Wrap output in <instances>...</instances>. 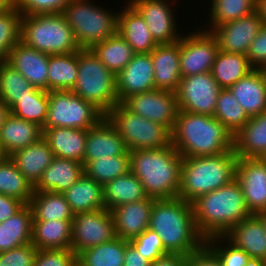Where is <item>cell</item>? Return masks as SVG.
<instances>
[{
	"instance_id": "cell-1",
	"label": "cell",
	"mask_w": 266,
	"mask_h": 266,
	"mask_svg": "<svg viewBox=\"0 0 266 266\" xmlns=\"http://www.w3.org/2000/svg\"><path fill=\"white\" fill-rule=\"evenodd\" d=\"M171 144L183 157L214 156L234 150V136L214 116L179 111Z\"/></svg>"
},
{
	"instance_id": "cell-2",
	"label": "cell",
	"mask_w": 266,
	"mask_h": 266,
	"mask_svg": "<svg viewBox=\"0 0 266 266\" xmlns=\"http://www.w3.org/2000/svg\"><path fill=\"white\" fill-rule=\"evenodd\" d=\"M191 205L196 229L204 239L224 236L233 226L252 216L236 179L197 197Z\"/></svg>"
},
{
	"instance_id": "cell-3",
	"label": "cell",
	"mask_w": 266,
	"mask_h": 266,
	"mask_svg": "<svg viewBox=\"0 0 266 266\" xmlns=\"http://www.w3.org/2000/svg\"><path fill=\"white\" fill-rule=\"evenodd\" d=\"M149 228L159 235L169 253L188 256L205 243L196 229L191 203L179 197L154 199Z\"/></svg>"
},
{
	"instance_id": "cell-4",
	"label": "cell",
	"mask_w": 266,
	"mask_h": 266,
	"mask_svg": "<svg viewBox=\"0 0 266 266\" xmlns=\"http://www.w3.org/2000/svg\"><path fill=\"white\" fill-rule=\"evenodd\" d=\"M130 171L155 200L178 197L183 157L171 144L164 148L130 151Z\"/></svg>"
},
{
	"instance_id": "cell-5",
	"label": "cell",
	"mask_w": 266,
	"mask_h": 266,
	"mask_svg": "<svg viewBox=\"0 0 266 266\" xmlns=\"http://www.w3.org/2000/svg\"><path fill=\"white\" fill-rule=\"evenodd\" d=\"M237 160L234 150L214 156L183 158L178 197L191 203L201 195L230 184L236 179Z\"/></svg>"
},
{
	"instance_id": "cell-6",
	"label": "cell",
	"mask_w": 266,
	"mask_h": 266,
	"mask_svg": "<svg viewBox=\"0 0 266 266\" xmlns=\"http://www.w3.org/2000/svg\"><path fill=\"white\" fill-rule=\"evenodd\" d=\"M21 41L48 55L70 54L81 49L63 13L22 15Z\"/></svg>"
},
{
	"instance_id": "cell-7",
	"label": "cell",
	"mask_w": 266,
	"mask_h": 266,
	"mask_svg": "<svg viewBox=\"0 0 266 266\" xmlns=\"http://www.w3.org/2000/svg\"><path fill=\"white\" fill-rule=\"evenodd\" d=\"M71 91L94 104L105 115L119 103L116 75L90 49L78 51L77 81Z\"/></svg>"
},
{
	"instance_id": "cell-8",
	"label": "cell",
	"mask_w": 266,
	"mask_h": 266,
	"mask_svg": "<svg viewBox=\"0 0 266 266\" xmlns=\"http://www.w3.org/2000/svg\"><path fill=\"white\" fill-rule=\"evenodd\" d=\"M90 3L71 0L63 11L81 49H89L118 33L119 12L111 13Z\"/></svg>"
},
{
	"instance_id": "cell-9",
	"label": "cell",
	"mask_w": 266,
	"mask_h": 266,
	"mask_svg": "<svg viewBox=\"0 0 266 266\" xmlns=\"http://www.w3.org/2000/svg\"><path fill=\"white\" fill-rule=\"evenodd\" d=\"M105 117L123 138L129 152L171 145V132L165 126L132 113L122 103L116 104Z\"/></svg>"
},
{
	"instance_id": "cell-10",
	"label": "cell",
	"mask_w": 266,
	"mask_h": 266,
	"mask_svg": "<svg viewBox=\"0 0 266 266\" xmlns=\"http://www.w3.org/2000/svg\"><path fill=\"white\" fill-rule=\"evenodd\" d=\"M105 114L91 102L72 91H49V107L44 127H69L87 130L97 125Z\"/></svg>"
},
{
	"instance_id": "cell-11",
	"label": "cell",
	"mask_w": 266,
	"mask_h": 266,
	"mask_svg": "<svg viewBox=\"0 0 266 266\" xmlns=\"http://www.w3.org/2000/svg\"><path fill=\"white\" fill-rule=\"evenodd\" d=\"M115 237L114 218L106 208L74 215L71 250L76 255Z\"/></svg>"
},
{
	"instance_id": "cell-12",
	"label": "cell",
	"mask_w": 266,
	"mask_h": 266,
	"mask_svg": "<svg viewBox=\"0 0 266 266\" xmlns=\"http://www.w3.org/2000/svg\"><path fill=\"white\" fill-rule=\"evenodd\" d=\"M221 89L211 72L182 77L176 91L179 111L213 116Z\"/></svg>"
},
{
	"instance_id": "cell-13",
	"label": "cell",
	"mask_w": 266,
	"mask_h": 266,
	"mask_svg": "<svg viewBox=\"0 0 266 266\" xmlns=\"http://www.w3.org/2000/svg\"><path fill=\"white\" fill-rule=\"evenodd\" d=\"M122 104L132 113L173 130L179 106L176 92L153 89L134 94L126 98Z\"/></svg>"
},
{
	"instance_id": "cell-14",
	"label": "cell",
	"mask_w": 266,
	"mask_h": 266,
	"mask_svg": "<svg viewBox=\"0 0 266 266\" xmlns=\"http://www.w3.org/2000/svg\"><path fill=\"white\" fill-rule=\"evenodd\" d=\"M219 51L216 38L209 31H196L180 38L181 77L211 72Z\"/></svg>"
},
{
	"instance_id": "cell-15",
	"label": "cell",
	"mask_w": 266,
	"mask_h": 266,
	"mask_svg": "<svg viewBox=\"0 0 266 266\" xmlns=\"http://www.w3.org/2000/svg\"><path fill=\"white\" fill-rule=\"evenodd\" d=\"M260 10H256L237 20L211 28L220 51L247 54L249 45L263 25Z\"/></svg>"
},
{
	"instance_id": "cell-16",
	"label": "cell",
	"mask_w": 266,
	"mask_h": 266,
	"mask_svg": "<svg viewBox=\"0 0 266 266\" xmlns=\"http://www.w3.org/2000/svg\"><path fill=\"white\" fill-rule=\"evenodd\" d=\"M236 180L250 213L266 211V158H238Z\"/></svg>"
},
{
	"instance_id": "cell-17",
	"label": "cell",
	"mask_w": 266,
	"mask_h": 266,
	"mask_svg": "<svg viewBox=\"0 0 266 266\" xmlns=\"http://www.w3.org/2000/svg\"><path fill=\"white\" fill-rule=\"evenodd\" d=\"M130 4L143 17L157 44L177 42L182 37L176 31V20L169 2L165 0H131Z\"/></svg>"
},
{
	"instance_id": "cell-18",
	"label": "cell",
	"mask_w": 266,
	"mask_h": 266,
	"mask_svg": "<svg viewBox=\"0 0 266 266\" xmlns=\"http://www.w3.org/2000/svg\"><path fill=\"white\" fill-rule=\"evenodd\" d=\"M155 89L154 69L150 53L135 54L116 75L119 103L131 95Z\"/></svg>"
},
{
	"instance_id": "cell-19",
	"label": "cell",
	"mask_w": 266,
	"mask_h": 266,
	"mask_svg": "<svg viewBox=\"0 0 266 266\" xmlns=\"http://www.w3.org/2000/svg\"><path fill=\"white\" fill-rule=\"evenodd\" d=\"M118 155H129V151L123 138L104 117L97 125L87 129L83 166L97 158Z\"/></svg>"
},
{
	"instance_id": "cell-20",
	"label": "cell",
	"mask_w": 266,
	"mask_h": 266,
	"mask_svg": "<svg viewBox=\"0 0 266 266\" xmlns=\"http://www.w3.org/2000/svg\"><path fill=\"white\" fill-rule=\"evenodd\" d=\"M35 88L47 91L49 55L18 42L7 61Z\"/></svg>"
},
{
	"instance_id": "cell-21",
	"label": "cell",
	"mask_w": 266,
	"mask_h": 266,
	"mask_svg": "<svg viewBox=\"0 0 266 266\" xmlns=\"http://www.w3.org/2000/svg\"><path fill=\"white\" fill-rule=\"evenodd\" d=\"M155 89L176 92L181 81L180 40L158 44L151 52Z\"/></svg>"
},
{
	"instance_id": "cell-22",
	"label": "cell",
	"mask_w": 266,
	"mask_h": 266,
	"mask_svg": "<svg viewBox=\"0 0 266 266\" xmlns=\"http://www.w3.org/2000/svg\"><path fill=\"white\" fill-rule=\"evenodd\" d=\"M153 205L154 199L147 198L112 209L116 237L130 241L148 229Z\"/></svg>"
},
{
	"instance_id": "cell-23",
	"label": "cell",
	"mask_w": 266,
	"mask_h": 266,
	"mask_svg": "<svg viewBox=\"0 0 266 266\" xmlns=\"http://www.w3.org/2000/svg\"><path fill=\"white\" fill-rule=\"evenodd\" d=\"M224 236L250 258L266 260V229L257 215L242 220Z\"/></svg>"
},
{
	"instance_id": "cell-24",
	"label": "cell",
	"mask_w": 266,
	"mask_h": 266,
	"mask_svg": "<svg viewBox=\"0 0 266 266\" xmlns=\"http://www.w3.org/2000/svg\"><path fill=\"white\" fill-rule=\"evenodd\" d=\"M84 173L82 163L54 157L51 164L43 171L41 179L34 186V191L63 193L69 189Z\"/></svg>"
},
{
	"instance_id": "cell-25",
	"label": "cell",
	"mask_w": 266,
	"mask_h": 266,
	"mask_svg": "<svg viewBox=\"0 0 266 266\" xmlns=\"http://www.w3.org/2000/svg\"><path fill=\"white\" fill-rule=\"evenodd\" d=\"M42 132L54 157L72 159L83 164L87 130L54 127L42 129Z\"/></svg>"
},
{
	"instance_id": "cell-26",
	"label": "cell",
	"mask_w": 266,
	"mask_h": 266,
	"mask_svg": "<svg viewBox=\"0 0 266 266\" xmlns=\"http://www.w3.org/2000/svg\"><path fill=\"white\" fill-rule=\"evenodd\" d=\"M228 89L249 117L266 111V83L260 69L252 70Z\"/></svg>"
},
{
	"instance_id": "cell-27",
	"label": "cell",
	"mask_w": 266,
	"mask_h": 266,
	"mask_svg": "<svg viewBox=\"0 0 266 266\" xmlns=\"http://www.w3.org/2000/svg\"><path fill=\"white\" fill-rule=\"evenodd\" d=\"M118 14V33L136 54L150 53L158 44L154 41L143 17L129 3Z\"/></svg>"
},
{
	"instance_id": "cell-28",
	"label": "cell",
	"mask_w": 266,
	"mask_h": 266,
	"mask_svg": "<svg viewBox=\"0 0 266 266\" xmlns=\"http://www.w3.org/2000/svg\"><path fill=\"white\" fill-rule=\"evenodd\" d=\"M43 137L42 128L9 113L0 129V142L9 157Z\"/></svg>"
},
{
	"instance_id": "cell-29",
	"label": "cell",
	"mask_w": 266,
	"mask_h": 266,
	"mask_svg": "<svg viewBox=\"0 0 266 266\" xmlns=\"http://www.w3.org/2000/svg\"><path fill=\"white\" fill-rule=\"evenodd\" d=\"M18 170L35 186L41 179L43 171L54 158L48 142L41 137L21 150L9 156Z\"/></svg>"
},
{
	"instance_id": "cell-30",
	"label": "cell",
	"mask_w": 266,
	"mask_h": 266,
	"mask_svg": "<svg viewBox=\"0 0 266 266\" xmlns=\"http://www.w3.org/2000/svg\"><path fill=\"white\" fill-rule=\"evenodd\" d=\"M238 158H266V111L250 120L234 136Z\"/></svg>"
},
{
	"instance_id": "cell-31",
	"label": "cell",
	"mask_w": 266,
	"mask_h": 266,
	"mask_svg": "<svg viewBox=\"0 0 266 266\" xmlns=\"http://www.w3.org/2000/svg\"><path fill=\"white\" fill-rule=\"evenodd\" d=\"M63 194L74 215L105 208L103 186L85 173Z\"/></svg>"
},
{
	"instance_id": "cell-32",
	"label": "cell",
	"mask_w": 266,
	"mask_h": 266,
	"mask_svg": "<svg viewBox=\"0 0 266 266\" xmlns=\"http://www.w3.org/2000/svg\"><path fill=\"white\" fill-rule=\"evenodd\" d=\"M72 220L32 221L31 243L38 250L70 249Z\"/></svg>"
},
{
	"instance_id": "cell-33",
	"label": "cell",
	"mask_w": 266,
	"mask_h": 266,
	"mask_svg": "<svg viewBox=\"0 0 266 266\" xmlns=\"http://www.w3.org/2000/svg\"><path fill=\"white\" fill-rule=\"evenodd\" d=\"M33 213L25 204L15 215L0 222V253L31 243Z\"/></svg>"
},
{
	"instance_id": "cell-34",
	"label": "cell",
	"mask_w": 266,
	"mask_h": 266,
	"mask_svg": "<svg viewBox=\"0 0 266 266\" xmlns=\"http://www.w3.org/2000/svg\"><path fill=\"white\" fill-rule=\"evenodd\" d=\"M105 208L109 211L127 203L149 198L141 181L131 171L103 186Z\"/></svg>"
},
{
	"instance_id": "cell-35",
	"label": "cell",
	"mask_w": 266,
	"mask_h": 266,
	"mask_svg": "<svg viewBox=\"0 0 266 266\" xmlns=\"http://www.w3.org/2000/svg\"><path fill=\"white\" fill-rule=\"evenodd\" d=\"M252 70L254 68L249 63L246 55L219 50L212 65L211 74L219 86L226 89L248 75Z\"/></svg>"
},
{
	"instance_id": "cell-36",
	"label": "cell",
	"mask_w": 266,
	"mask_h": 266,
	"mask_svg": "<svg viewBox=\"0 0 266 266\" xmlns=\"http://www.w3.org/2000/svg\"><path fill=\"white\" fill-rule=\"evenodd\" d=\"M32 221L73 220L74 214L63 193L34 191L29 203Z\"/></svg>"
},
{
	"instance_id": "cell-37",
	"label": "cell",
	"mask_w": 266,
	"mask_h": 266,
	"mask_svg": "<svg viewBox=\"0 0 266 266\" xmlns=\"http://www.w3.org/2000/svg\"><path fill=\"white\" fill-rule=\"evenodd\" d=\"M89 49L115 75L121 72L136 54L119 33Z\"/></svg>"
},
{
	"instance_id": "cell-38",
	"label": "cell",
	"mask_w": 266,
	"mask_h": 266,
	"mask_svg": "<svg viewBox=\"0 0 266 266\" xmlns=\"http://www.w3.org/2000/svg\"><path fill=\"white\" fill-rule=\"evenodd\" d=\"M78 74V51L63 55H49L47 91H71Z\"/></svg>"
},
{
	"instance_id": "cell-39",
	"label": "cell",
	"mask_w": 266,
	"mask_h": 266,
	"mask_svg": "<svg viewBox=\"0 0 266 266\" xmlns=\"http://www.w3.org/2000/svg\"><path fill=\"white\" fill-rule=\"evenodd\" d=\"M130 242L120 237L88 248L77 255L80 266H123L126 246Z\"/></svg>"
},
{
	"instance_id": "cell-40",
	"label": "cell",
	"mask_w": 266,
	"mask_h": 266,
	"mask_svg": "<svg viewBox=\"0 0 266 266\" xmlns=\"http://www.w3.org/2000/svg\"><path fill=\"white\" fill-rule=\"evenodd\" d=\"M0 193L29 204L34 194L33 184L18 170L7 157L0 162Z\"/></svg>"
},
{
	"instance_id": "cell-41",
	"label": "cell",
	"mask_w": 266,
	"mask_h": 266,
	"mask_svg": "<svg viewBox=\"0 0 266 266\" xmlns=\"http://www.w3.org/2000/svg\"><path fill=\"white\" fill-rule=\"evenodd\" d=\"M213 116L222 123L233 136H235L250 120V117L228 88L220 90Z\"/></svg>"
},
{
	"instance_id": "cell-42",
	"label": "cell",
	"mask_w": 266,
	"mask_h": 266,
	"mask_svg": "<svg viewBox=\"0 0 266 266\" xmlns=\"http://www.w3.org/2000/svg\"><path fill=\"white\" fill-rule=\"evenodd\" d=\"M49 107V92L41 89L28 91V95L19 100L9 109L18 118L36 123L44 127Z\"/></svg>"
},
{
	"instance_id": "cell-43",
	"label": "cell",
	"mask_w": 266,
	"mask_h": 266,
	"mask_svg": "<svg viewBox=\"0 0 266 266\" xmlns=\"http://www.w3.org/2000/svg\"><path fill=\"white\" fill-rule=\"evenodd\" d=\"M37 89L7 61L0 62V99L9 109L28 91Z\"/></svg>"
},
{
	"instance_id": "cell-44",
	"label": "cell",
	"mask_w": 266,
	"mask_h": 266,
	"mask_svg": "<svg viewBox=\"0 0 266 266\" xmlns=\"http://www.w3.org/2000/svg\"><path fill=\"white\" fill-rule=\"evenodd\" d=\"M130 171V155L97 158L84 167V173L102 186Z\"/></svg>"
},
{
	"instance_id": "cell-45",
	"label": "cell",
	"mask_w": 266,
	"mask_h": 266,
	"mask_svg": "<svg viewBox=\"0 0 266 266\" xmlns=\"http://www.w3.org/2000/svg\"><path fill=\"white\" fill-rule=\"evenodd\" d=\"M211 28L242 18L258 10L259 0H211Z\"/></svg>"
},
{
	"instance_id": "cell-46",
	"label": "cell",
	"mask_w": 266,
	"mask_h": 266,
	"mask_svg": "<svg viewBox=\"0 0 266 266\" xmlns=\"http://www.w3.org/2000/svg\"><path fill=\"white\" fill-rule=\"evenodd\" d=\"M22 13L14 7L0 13V62L8 61L10 51L21 41Z\"/></svg>"
},
{
	"instance_id": "cell-47",
	"label": "cell",
	"mask_w": 266,
	"mask_h": 266,
	"mask_svg": "<svg viewBox=\"0 0 266 266\" xmlns=\"http://www.w3.org/2000/svg\"><path fill=\"white\" fill-rule=\"evenodd\" d=\"M137 252L148 261L153 262L163 255L169 254L164 248L161 238L152 229L148 228L139 236L129 241Z\"/></svg>"
},
{
	"instance_id": "cell-48",
	"label": "cell",
	"mask_w": 266,
	"mask_h": 266,
	"mask_svg": "<svg viewBox=\"0 0 266 266\" xmlns=\"http://www.w3.org/2000/svg\"><path fill=\"white\" fill-rule=\"evenodd\" d=\"M222 238L228 243L227 247L221 249L218 247L219 240ZM217 242V244H215ZM214 243V244H213ZM205 244L218 256L222 266H245L250 259L249 255L243 250L236 247L225 236H213L205 239ZM217 245V246H216ZM216 246V247H215Z\"/></svg>"
},
{
	"instance_id": "cell-49",
	"label": "cell",
	"mask_w": 266,
	"mask_h": 266,
	"mask_svg": "<svg viewBox=\"0 0 266 266\" xmlns=\"http://www.w3.org/2000/svg\"><path fill=\"white\" fill-rule=\"evenodd\" d=\"M71 0H15L22 15L63 13Z\"/></svg>"
},
{
	"instance_id": "cell-50",
	"label": "cell",
	"mask_w": 266,
	"mask_h": 266,
	"mask_svg": "<svg viewBox=\"0 0 266 266\" xmlns=\"http://www.w3.org/2000/svg\"><path fill=\"white\" fill-rule=\"evenodd\" d=\"M77 255L70 249L37 250L32 266H74Z\"/></svg>"
},
{
	"instance_id": "cell-51",
	"label": "cell",
	"mask_w": 266,
	"mask_h": 266,
	"mask_svg": "<svg viewBox=\"0 0 266 266\" xmlns=\"http://www.w3.org/2000/svg\"><path fill=\"white\" fill-rule=\"evenodd\" d=\"M37 250L32 243H29L1 252L0 266H32Z\"/></svg>"
},
{
	"instance_id": "cell-52",
	"label": "cell",
	"mask_w": 266,
	"mask_h": 266,
	"mask_svg": "<svg viewBox=\"0 0 266 266\" xmlns=\"http://www.w3.org/2000/svg\"><path fill=\"white\" fill-rule=\"evenodd\" d=\"M246 56L254 69L266 66V23H263L258 34L249 45Z\"/></svg>"
},
{
	"instance_id": "cell-53",
	"label": "cell",
	"mask_w": 266,
	"mask_h": 266,
	"mask_svg": "<svg viewBox=\"0 0 266 266\" xmlns=\"http://www.w3.org/2000/svg\"><path fill=\"white\" fill-rule=\"evenodd\" d=\"M187 266H222L218 256L204 243L187 256Z\"/></svg>"
},
{
	"instance_id": "cell-54",
	"label": "cell",
	"mask_w": 266,
	"mask_h": 266,
	"mask_svg": "<svg viewBox=\"0 0 266 266\" xmlns=\"http://www.w3.org/2000/svg\"><path fill=\"white\" fill-rule=\"evenodd\" d=\"M25 204L20 200L0 193V222L15 215Z\"/></svg>"
},
{
	"instance_id": "cell-55",
	"label": "cell",
	"mask_w": 266,
	"mask_h": 266,
	"mask_svg": "<svg viewBox=\"0 0 266 266\" xmlns=\"http://www.w3.org/2000/svg\"><path fill=\"white\" fill-rule=\"evenodd\" d=\"M150 266H187V256L178 253H169L150 262Z\"/></svg>"
},
{
	"instance_id": "cell-56",
	"label": "cell",
	"mask_w": 266,
	"mask_h": 266,
	"mask_svg": "<svg viewBox=\"0 0 266 266\" xmlns=\"http://www.w3.org/2000/svg\"><path fill=\"white\" fill-rule=\"evenodd\" d=\"M123 266H150V261L142 257L135 247L129 243L126 246Z\"/></svg>"
},
{
	"instance_id": "cell-57",
	"label": "cell",
	"mask_w": 266,
	"mask_h": 266,
	"mask_svg": "<svg viewBox=\"0 0 266 266\" xmlns=\"http://www.w3.org/2000/svg\"><path fill=\"white\" fill-rule=\"evenodd\" d=\"M15 7V0H0V13H5Z\"/></svg>"
},
{
	"instance_id": "cell-58",
	"label": "cell",
	"mask_w": 266,
	"mask_h": 266,
	"mask_svg": "<svg viewBox=\"0 0 266 266\" xmlns=\"http://www.w3.org/2000/svg\"><path fill=\"white\" fill-rule=\"evenodd\" d=\"M10 113L7 105L0 99V129L4 123L6 116Z\"/></svg>"
},
{
	"instance_id": "cell-59",
	"label": "cell",
	"mask_w": 266,
	"mask_h": 266,
	"mask_svg": "<svg viewBox=\"0 0 266 266\" xmlns=\"http://www.w3.org/2000/svg\"><path fill=\"white\" fill-rule=\"evenodd\" d=\"M245 266H266V260L260 258H250Z\"/></svg>"
},
{
	"instance_id": "cell-60",
	"label": "cell",
	"mask_w": 266,
	"mask_h": 266,
	"mask_svg": "<svg viewBox=\"0 0 266 266\" xmlns=\"http://www.w3.org/2000/svg\"><path fill=\"white\" fill-rule=\"evenodd\" d=\"M258 9L261 12V17L263 19V22L266 23V0H259Z\"/></svg>"
},
{
	"instance_id": "cell-61",
	"label": "cell",
	"mask_w": 266,
	"mask_h": 266,
	"mask_svg": "<svg viewBox=\"0 0 266 266\" xmlns=\"http://www.w3.org/2000/svg\"><path fill=\"white\" fill-rule=\"evenodd\" d=\"M8 156L6 155L3 147H2V144L0 142V162L4 161Z\"/></svg>"
},
{
	"instance_id": "cell-62",
	"label": "cell",
	"mask_w": 266,
	"mask_h": 266,
	"mask_svg": "<svg viewBox=\"0 0 266 266\" xmlns=\"http://www.w3.org/2000/svg\"><path fill=\"white\" fill-rule=\"evenodd\" d=\"M257 216L262 220L264 227L266 229V211H263V212L257 214Z\"/></svg>"
},
{
	"instance_id": "cell-63",
	"label": "cell",
	"mask_w": 266,
	"mask_h": 266,
	"mask_svg": "<svg viewBox=\"0 0 266 266\" xmlns=\"http://www.w3.org/2000/svg\"><path fill=\"white\" fill-rule=\"evenodd\" d=\"M260 71H261V73H262V75L264 77L265 83H266V66L260 68Z\"/></svg>"
}]
</instances>
